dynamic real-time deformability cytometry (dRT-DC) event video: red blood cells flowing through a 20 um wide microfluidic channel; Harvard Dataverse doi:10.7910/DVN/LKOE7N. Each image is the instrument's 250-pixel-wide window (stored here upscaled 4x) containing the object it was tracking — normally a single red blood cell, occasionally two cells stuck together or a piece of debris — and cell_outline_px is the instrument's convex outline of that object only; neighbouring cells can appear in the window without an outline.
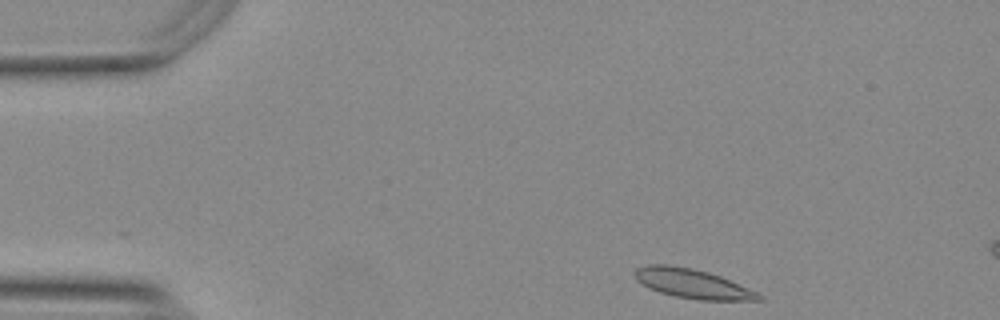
{"species": "Egyptian fruit bat (a non-hibernating species)", "species_latin": "Rousettus aegyptiacus", "temperature_condition": "warm", "stored_images_in_passage": 7, "camera_frame_rate_fps": 3000, "um_per_image_px": 0.085, "animal": {"sex": "female"}, "frame": {"image": 1, "passage_image": 1, "time_ms": 0.0, "image_size_px": [1000, 320], "cell_outline_px": [[764, 300], [696, 300], [676, 296], [660, 292], [636, 280], [636, 268], [648, 264], [668, 264], [692, 268], [708, 272], [720, 276], [756, 292], [764, 296]], "centroid_in_image_um": [58.88, 24.11], "position_along_channel_um": 26.1, "area_um2": 20.87}}